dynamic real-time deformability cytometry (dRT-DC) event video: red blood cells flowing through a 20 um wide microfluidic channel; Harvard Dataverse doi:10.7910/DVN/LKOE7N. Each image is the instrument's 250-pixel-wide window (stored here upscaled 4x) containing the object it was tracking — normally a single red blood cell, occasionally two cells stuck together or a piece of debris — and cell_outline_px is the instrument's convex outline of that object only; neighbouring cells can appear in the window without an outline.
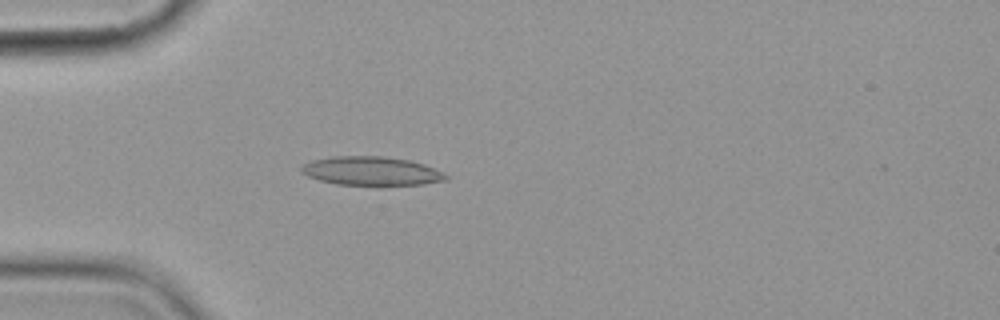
{"species": "common noctule bat (a hibernating species)", "species_latin": "Nyctalus noctula", "temperature_condition": "cold", "stored_images_in_passage": 5, "camera_frame_rate_fps": 3000, "um_per_image_px": 0.085, "animal": {"sex": "female", "body_mass_g": 19.9}, "frame": {"image": 1, "passage_image": 5, "time_ms": 4.667, "image_size_px": [1000, 320], "cell_outline_px": [[448, 180], [424, 184], [380, 188], [336, 184], [320, 180], [308, 176], [300, 172], [300, 168], [304, 164], [312, 160], [332, 156], [380, 156], [408, 160], [424, 164], [448, 176]], "centroid_in_image_um": [31.57, 14.59], "position_along_channel_um": 53.4, "area_um2": 25.09}}